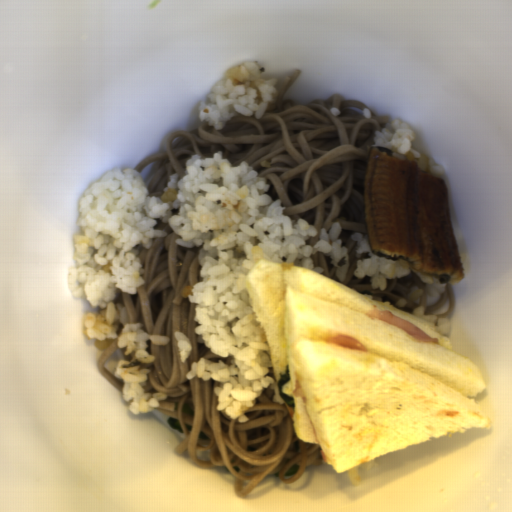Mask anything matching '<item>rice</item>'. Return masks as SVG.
Segmentation results:
<instances>
[{
    "label": "rice",
    "mask_w": 512,
    "mask_h": 512,
    "mask_svg": "<svg viewBox=\"0 0 512 512\" xmlns=\"http://www.w3.org/2000/svg\"><path fill=\"white\" fill-rule=\"evenodd\" d=\"M160 195L150 196L134 169L109 172L93 183L79 203L81 228L73 236L75 252L68 272L71 297L86 299L99 313L88 312L84 334L105 350L114 340L130 359H118L114 373L122 381V398L133 415L156 409L165 393H148L147 368L154 356L147 342L165 345L169 336L147 335L142 322L132 323L120 293L135 295L145 284L140 248L167 236L154 230L156 218L169 224L185 247L200 246L201 282L181 289L193 303L199 342L229 364L200 358L192 362L187 380L198 377L219 383L217 412L238 423L265 388L274 390L273 401L286 404L274 374L269 342L257 317L246 276L262 259L284 267L297 266L316 273L311 255L321 252L335 265V275L345 282L349 255L342 247L341 225L320 230L319 241L308 245L318 232L310 222L283 214L281 199L272 201L267 180L248 162L231 165L223 152L187 159L185 173H171Z\"/></svg>",
    "instance_id": "1"
},
{
    "label": "rice",
    "mask_w": 512,
    "mask_h": 512,
    "mask_svg": "<svg viewBox=\"0 0 512 512\" xmlns=\"http://www.w3.org/2000/svg\"><path fill=\"white\" fill-rule=\"evenodd\" d=\"M257 61L229 68L207 95L211 103L199 102L197 115L216 131H221L233 116L260 119L274 110L279 92L277 79L265 80Z\"/></svg>",
    "instance_id": "2"
},
{
    "label": "rice",
    "mask_w": 512,
    "mask_h": 512,
    "mask_svg": "<svg viewBox=\"0 0 512 512\" xmlns=\"http://www.w3.org/2000/svg\"><path fill=\"white\" fill-rule=\"evenodd\" d=\"M352 239L357 241V256L359 258L363 253L368 255V258L356 261L357 267L354 274L359 279L370 276L371 287L373 290L380 288L384 291L387 287V279H400L411 271L415 272L421 281L428 284L427 295L431 297L441 296L446 292L448 283L438 281L429 276H426L410 265L404 259L389 260L381 258L372 253L367 233L352 234Z\"/></svg>",
    "instance_id": "3"
},
{
    "label": "rice",
    "mask_w": 512,
    "mask_h": 512,
    "mask_svg": "<svg viewBox=\"0 0 512 512\" xmlns=\"http://www.w3.org/2000/svg\"><path fill=\"white\" fill-rule=\"evenodd\" d=\"M414 132L409 123L402 119H394L381 130L374 132V150L377 149L393 157L409 159L422 169L441 177L443 169L435 162L418 153L412 148Z\"/></svg>",
    "instance_id": "4"
},
{
    "label": "rice",
    "mask_w": 512,
    "mask_h": 512,
    "mask_svg": "<svg viewBox=\"0 0 512 512\" xmlns=\"http://www.w3.org/2000/svg\"><path fill=\"white\" fill-rule=\"evenodd\" d=\"M425 311L426 309L424 306H417L410 316L429 322L433 327L435 333H437L440 336H446L447 334H449L451 327L450 321L444 318H438L436 315L433 314L425 315Z\"/></svg>",
    "instance_id": "5"
},
{
    "label": "rice",
    "mask_w": 512,
    "mask_h": 512,
    "mask_svg": "<svg viewBox=\"0 0 512 512\" xmlns=\"http://www.w3.org/2000/svg\"><path fill=\"white\" fill-rule=\"evenodd\" d=\"M177 348L181 362L186 361L192 353L193 347L183 332H176Z\"/></svg>",
    "instance_id": "6"
},
{
    "label": "rice",
    "mask_w": 512,
    "mask_h": 512,
    "mask_svg": "<svg viewBox=\"0 0 512 512\" xmlns=\"http://www.w3.org/2000/svg\"><path fill=\"white\" fill-rule=\"evenodd\" d=\"M375 462H376V459L374 457L363 464H360L358 466L348 469V476H349V480H350L352 486H357L360 483L359 471L370 469L372 466L375 465Z\"/></svg>",
    "instance_id": "7"
}]
</instances>
